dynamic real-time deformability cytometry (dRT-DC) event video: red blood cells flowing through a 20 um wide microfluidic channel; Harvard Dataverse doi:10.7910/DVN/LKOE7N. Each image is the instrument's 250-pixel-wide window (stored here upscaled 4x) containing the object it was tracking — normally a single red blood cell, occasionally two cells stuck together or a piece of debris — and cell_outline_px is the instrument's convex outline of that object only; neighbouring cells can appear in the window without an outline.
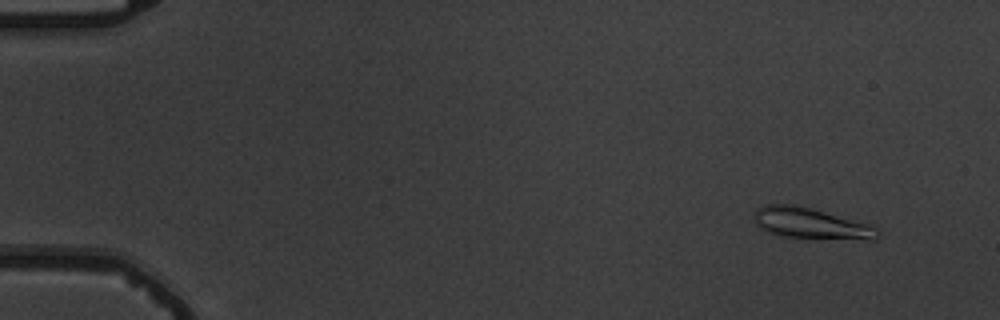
{"species": "common noctule bat (a hibernating species)", "species_latin": "Nyctalus noctula", "temperature_condition": "warm", "stored_images_in_passage": 6, "camera_frame_rate_fps": 3000, "um_per_image_px": 0.085, "animal": {"sex": "male", "body_mass_g": 19.5, "forearm_length_mm": 54.6}, "frame": {"image": 1, "passage_image": 2, "time_ms": 1.333, "image_size_px": [1000, 320], "cell_outline_px": [[880, 236], [876, 240], [868, 240], [784, 236], [768, 232], [756, 224], [756, 208], [764, 204], [796, 204], [812, 208], [868, 224], [876, 228], [880, 232]], "centroid_in_image_um": [68.95, 18.98], "position_along_channel_um": 16.0, "area_um2": 22.02}}